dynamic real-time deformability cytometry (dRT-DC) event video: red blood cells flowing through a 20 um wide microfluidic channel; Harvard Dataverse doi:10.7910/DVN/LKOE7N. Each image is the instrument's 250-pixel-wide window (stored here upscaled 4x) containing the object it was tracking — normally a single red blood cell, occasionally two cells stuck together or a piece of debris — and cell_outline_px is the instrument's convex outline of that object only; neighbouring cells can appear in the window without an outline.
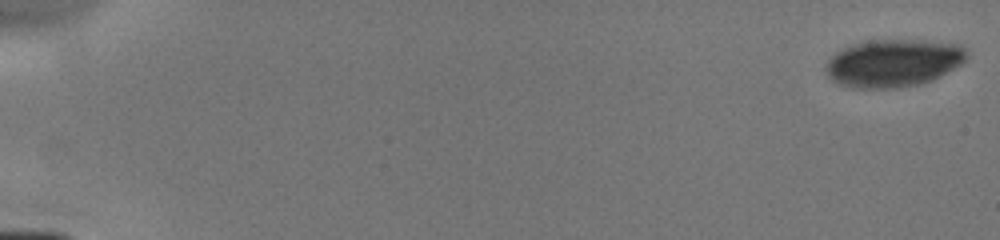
{"species": "human", "species_latin": "Homo sapiens", "temperature_condition": "cold", "stored_images_in_passage": 5, "camera_frame_rate_fps": 3000, "um_per_image_px": 0.085, "donor": {"sex": "male"}, "frame": {"image": 1, "passage_image": 1, "time_ms": 0.0, "image_size_px": [1000, 240], "cell_outline_px": [[968, 56], [960, 64], [932, 80], [920, 84], [892, 88], [852, 88], [840, 84], [832, 80], [828, 76], [828, 60], [836, 52], [844, 48], [868, 40], [924, 40], [960, 44], [968, 52]], "centroid_in_image_um": [75.96, 5.35], "position_along_channel_um": 9.0, "area_um2": 38.78}}
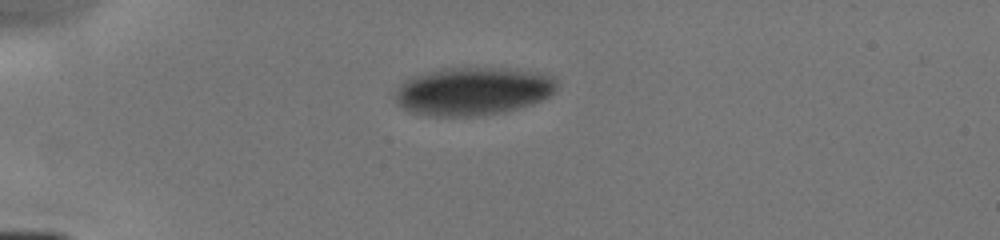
{"frame": {"image": 2, "passage_image": 5, "time_ms": 4.333, "image_size_px": [1000, 240], "cell_outline_px": [[556, 88], [548, 96], [532, 104], [500, 112], [472, 116], [428, 116], [408, 112], [396, 104], [396, 92], [400, 84], [404, 80], [412, 76], [440, 68], [500, 68], [540, 72], [552, 76], [556, 80]], "centroid_in_image_um": [40.14, 7.75], "position_along_channel_um": 44.9, "area_um2": 45.26}}